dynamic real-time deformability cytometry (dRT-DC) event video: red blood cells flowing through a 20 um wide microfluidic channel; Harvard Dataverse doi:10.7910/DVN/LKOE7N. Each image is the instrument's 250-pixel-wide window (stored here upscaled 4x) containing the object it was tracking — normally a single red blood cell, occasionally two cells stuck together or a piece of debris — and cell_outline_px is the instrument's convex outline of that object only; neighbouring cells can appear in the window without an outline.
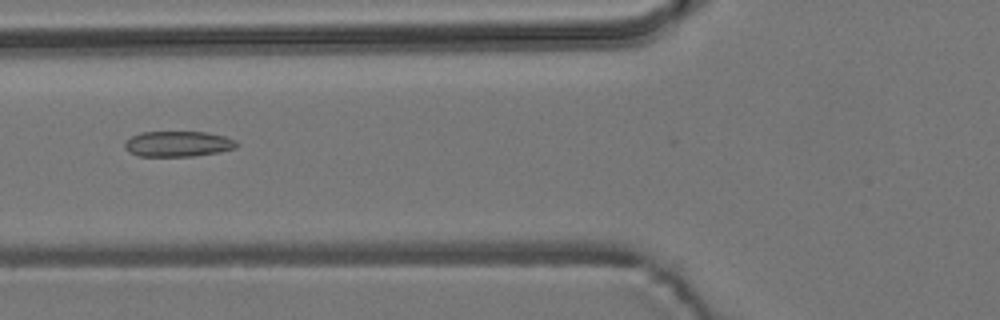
{"species": "common noctule bat (a hibernating species)", "species_latin": "Nyctalus noctula", "temperature_condition": "room temperature", "stored_images_in_passage": 22, "camera_frame_rate_fps": 3000, "um_per_image_px": 0.085, "animal": {"sex": "male", "body_mass_g": 19.2, "forearm_length_mm": 51.8}, "frame": {"image": 1, "passage_image": 14, "time_ms": 4.333, "image_size_px": [1000, 320], "cell_outline_px": [[240, 144], [236, 148], [220, 152], [192, 156], [140, 156], [128, 152], [124, 148], [124, 140], [140, 132], [208, 132], [224, 136], [236, 140]], "centroid_in_image_um": [15.13, 12.23], "position_along_channel_um": 110.7, "area_um2": 16.88}}
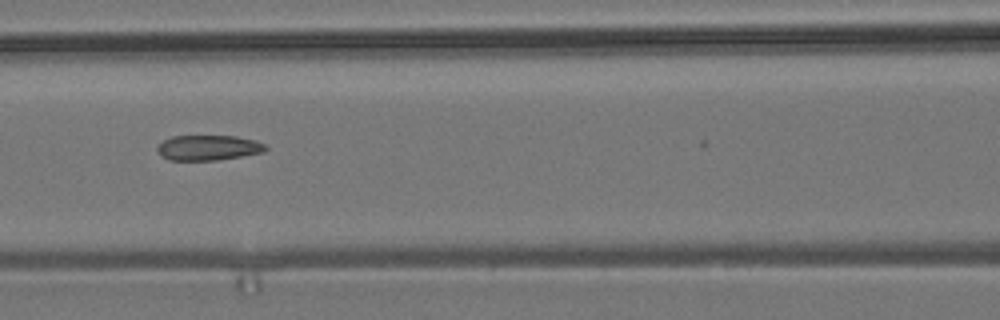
{"frame": {"image": 2, "passage_image": 17, "time_ms": 5.333, "image_size_px": [1000, 320], "cell_outline_px": [[268, 148], [264, 152], [216, 160], [168, 160], [156, 148], [164, 140], [172, 136], [236, 136], [256, 140], [264, 144]], "centroid_in_image_um": [17.74, 12.55], "position_along_channel_um": 148.9, "area_um2": 15.72}}
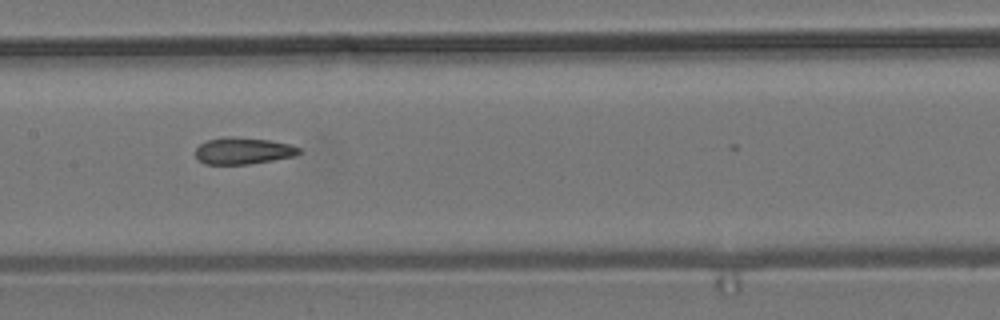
{"frame": {"image": 3, "passage_image": 20, "time_ms": 6.333, "image_size_px": [1000, 320], "cell_outline_px": [[300, 152], [296, 156], [248, 164], [204, 164], [196, 160], [196, 148], [200, 144], [208, 140], [224, 136], [232, 136], [272, 140], [288, 144], [300, 148]], "centroid_in_image_um": [20.64, 12.81], "position_along_channel_um": 186.8, "area_um2": 16.24}}